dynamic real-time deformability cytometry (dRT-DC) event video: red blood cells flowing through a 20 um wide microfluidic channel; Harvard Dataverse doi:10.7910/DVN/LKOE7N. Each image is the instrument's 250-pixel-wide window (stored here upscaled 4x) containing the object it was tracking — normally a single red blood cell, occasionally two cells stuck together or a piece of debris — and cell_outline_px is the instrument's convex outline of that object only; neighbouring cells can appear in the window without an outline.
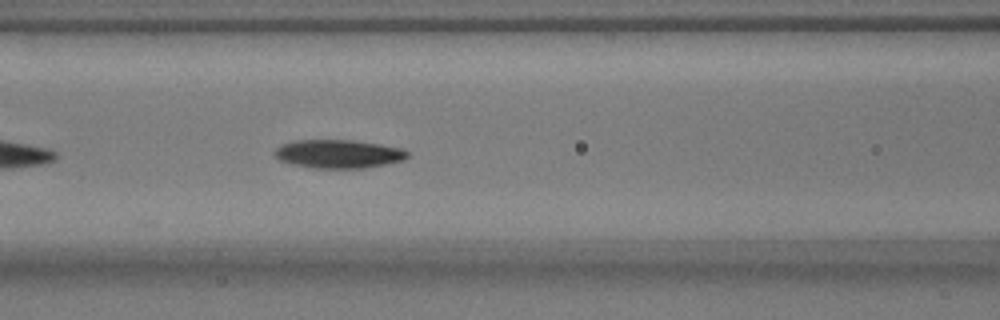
{"species": "common noctule bat (a hibernating species)", "species_latin": "Nyctalus noctula", "temperature_condition": "warm", "stored_images_in_passage": 33, "camera_frame_rate_fps": 3000, "um_per_image_px": 0.085, "animal": {"sex": "male", "body_mass_g": 17.9}, "frame": {"image": 1, "passage_image": 10, "time_ms": 3.0, "image_size_px": [1000, 320], "cell_outline_px": [[408, 156], [404, 160], [364, 168], [312, 168], [292, 164], [280, 160], [272, 152], [276, 148], [292, 140], [352, 140], [380, 144], [404, 148], [408, 152]], "centroid_in_image_um": [28.77, 13.08], "position_along_channel_um": 137.8, "area_um2": 22.08}}
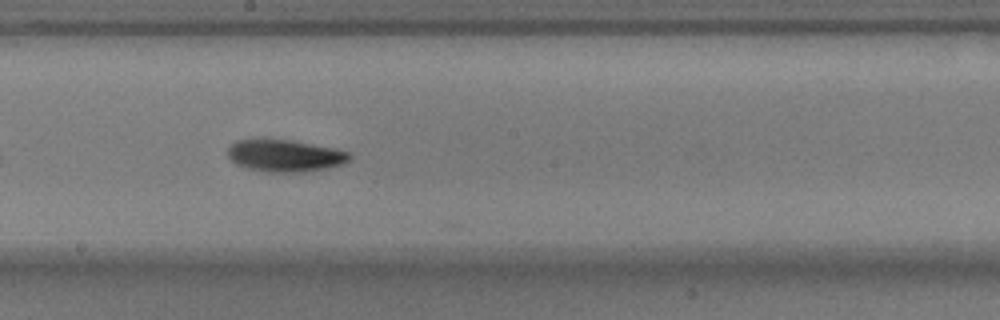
{"frame": {"image": 2, "passage_image": 17, "time_ms": 5.333, "image_size_px": [1000, 320], "cell_outline_px": [[352, 156], [344, 164], [328, 168], [304, 172], [268, 172], [248, 168], [236, 164], [228, 156], [228, 148], [236, 140], [292, 140], [336, 148], [348, 152]], "centroid_in_image_um": [24.26, 13.24], "position_along_channel_um": 223.9, "area_um2": 22.66}}
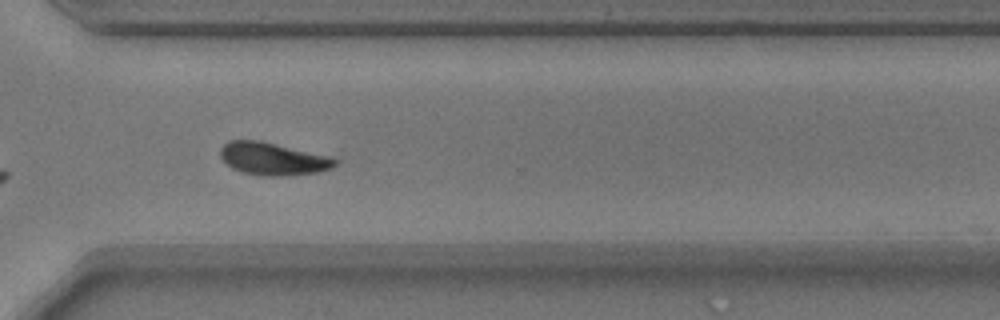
{"frame": {"image": 3, "passage_image": 27, "time_ms": 8.667, "image_size_px": [1000, 320], "cell_outline_px": [[340, 160], [332, 168], [316, 172], [284, 176], [264, 176], [244, 172], [232, 168], [220, 156], [220, 148], [228, 140], [260, 140], [332, 156]], "centroid_in_image_um": [23.23, 13.48], "position_along_channel_um": 347.4, "area_um2": 21.91}, "authors_computed_cell_mechanics": {"area_um2": 21.7906, "velocity_mm_per_s": 3.7068, "shape_relaxation_time_tau1_ms": 3.5026, "shape_relaxation_time_tau2_ms": 10.3399, "deformation_change_tau1": 0.1246, "deformation_change_tau2": 0.1597}}